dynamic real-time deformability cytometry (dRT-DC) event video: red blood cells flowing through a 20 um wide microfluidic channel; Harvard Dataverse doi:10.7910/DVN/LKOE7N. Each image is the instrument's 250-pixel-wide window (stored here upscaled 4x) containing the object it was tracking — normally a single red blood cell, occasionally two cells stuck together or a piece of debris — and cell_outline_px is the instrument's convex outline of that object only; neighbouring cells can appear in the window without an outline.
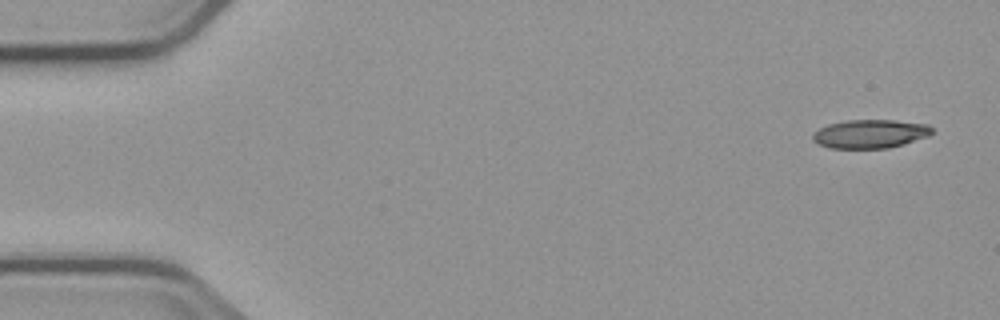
{"species": "common noctule bat (a hibernating species)", "species_latin": "Nyctalus noctula", "temperature_condition": "cold", "stored_images_in_passage": 6, "camera_frame_rate_fps": 3000, "um_per_image_px": 0.085, "animal": {"sex": "male", "body_mass_g": 23.1, "forearm_length_mm": 52.7}, "frame": {"image": 1, "passage_image": 1, "time_ms": 0.0, "image_size_px": [1000, 320], "cell_outline_px": [[932, 132], [928, 136], [904, 144], [888, 148], [828, 148], [812, 140], [812, 132], [828, 124], [848, 120], [896, 120], [928, 124], [932, 128]], "centroid_in_image_um": [73.95, 11.37], "position_along_channel_um": 11.0, "area_um2": 19.94}}
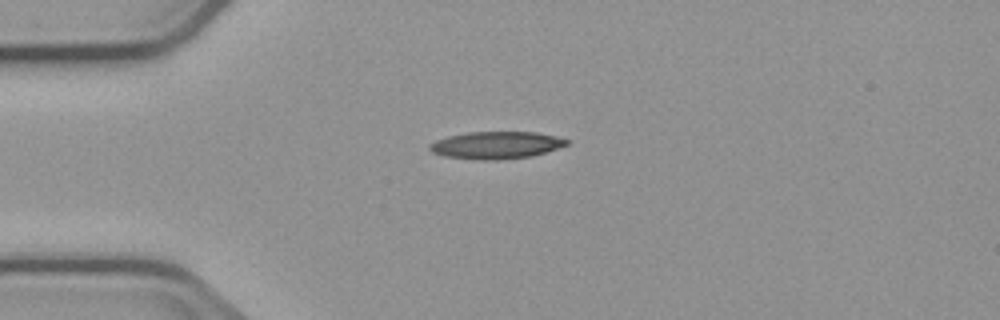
{"frame": {"image": 2, "passage_image": 4, "time_ms": 3.667, "image_size_px": [1000, 320], "cell_outline_px": [[568, 144], [532, 156], [496, 160], [476, 160], [444, 156], [432, 152], [428, 148], [428, 144], [436, 140], [448, 136], [468, 132], [536, 132], [556, 136], [568, 140]], "centroid_in_image_um": [42.12, 12.34], "position_along_channel_um": 42.9, "area_um2": 21.73}}
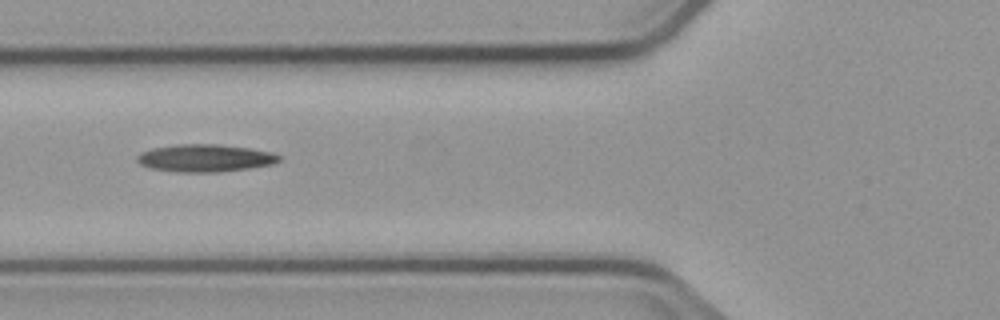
{"frame": {"image": 3, "passage_image": 6, "time_ms": 6.0, "image_size_px": [1000, 320], "cell_outline_px": [[280, 160], [272, 164], [248, 168], [220, 172], [180, 172], [152, 168], [140, 164], [136, 160], [136, 156], [140, 152], [152, 148], [176, 144], [216, 144], [248, 148], [272, 152], [280, 156]], "centroid_in_image_um": [17.4, 13.43], "position_along_channel_um": 108.4, "area_um2": 22.66}}